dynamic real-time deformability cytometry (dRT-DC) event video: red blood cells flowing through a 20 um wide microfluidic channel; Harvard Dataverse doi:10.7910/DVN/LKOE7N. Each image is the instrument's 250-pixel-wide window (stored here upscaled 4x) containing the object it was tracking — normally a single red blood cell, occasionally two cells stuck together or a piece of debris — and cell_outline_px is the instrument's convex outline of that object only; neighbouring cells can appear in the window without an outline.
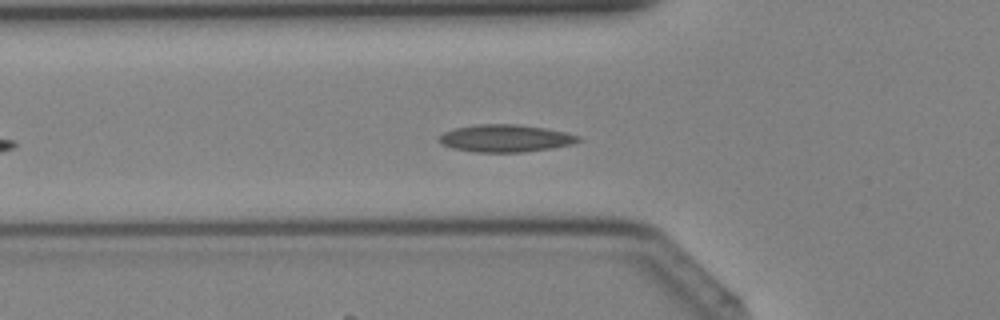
{"species": "Egyptian fruit bat (a non-hibernating species)", "species_latin": "Rousettus aegyptiacus", "temperature_condition": "cold", "stored_images_in_passage": 29, "camera_frame_rate_fps": 3000, "um_per_image_px": 0.085, "animal": {"sex": "female"}, "frame": {"image": 1, "passage_image": 6, "time_ms": 1.667, "image_size_px": [1000, 320], "cell_outline_px": [[584, 140], [572, 144], [552, 148], [520, 152], [476, 152], [452, 148], [444, 144], [440, 140], [440, 136], [444, 132], [456, 128], [476, 124], [516, 124], [544, 128], [564, 132], [580, 136]], "centroid_in_image_um": [43.01, 11.75], "position_along_channel_um": 82.8, "area_um2": 22.02}}
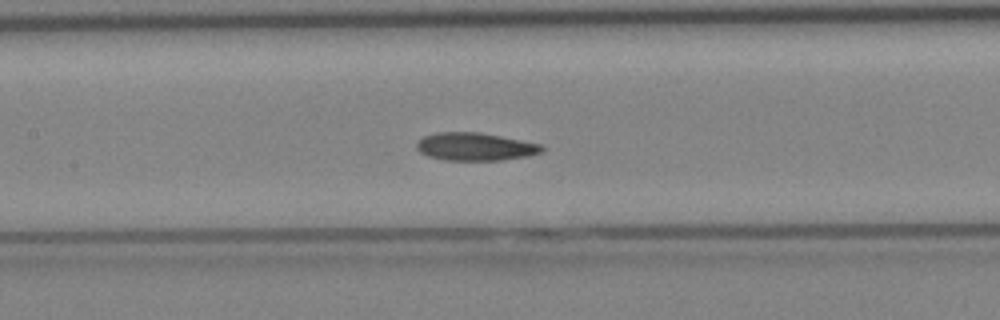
{"frame": {"image": 2, "passage_image": 11, "time_ms": 3.333, "image_size_px": [1000, 320], "cell_outline_px": [[544, 152], [528, 156], [500, 160], [444, 160], [428, 156], [420, 152], [416, 148], [416, 144], [424, 136], [436, 132], [480, 132], [544, 144]], "centroid_in_image_um": [40.44, 12.46], "position_along_channel_um": 167.0, "area_um2": 20.52}}
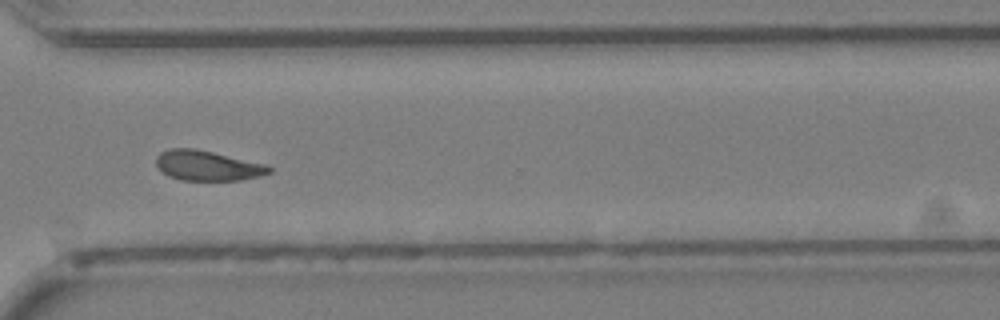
{"frame": {"image": 3, "passage_image": 22, "time_ms": 7.0, "image_size_px": [1000, 320], "cell_outline_px": [[272, 172], [240, 180], [180, 180], [168, 176], [156, 164], [156, 156], [160, 152], [172, 148], [192, 148], [212, 152], [268, 164], [272, 168]], "centroid_in_image_um": [17.64, 14.07], "position_along_channel_um": 353.0, "area_um2": 19.65}}